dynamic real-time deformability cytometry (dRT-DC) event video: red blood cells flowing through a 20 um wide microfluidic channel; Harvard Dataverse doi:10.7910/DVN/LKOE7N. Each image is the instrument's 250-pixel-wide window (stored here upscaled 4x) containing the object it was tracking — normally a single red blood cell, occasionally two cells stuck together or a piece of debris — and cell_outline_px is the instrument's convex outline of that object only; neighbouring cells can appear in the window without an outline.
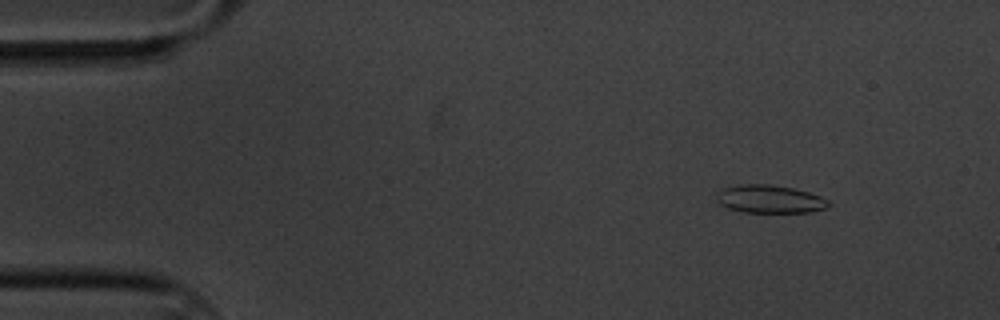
{"species": "common noctule bat (a hibernating species)", "species_latin": "Nyctalus noctula", "temperature_condition": "cold", "stored_images_in_passage": 58, "camera_frame_rate_fps": 3000, "um_per_image_px": 0.085, "animal": {"sex": "male", "body_mass_g": 20.1, "forearm_length_mm": 53.5}, "frame": {"image": 1, "passage_image": 6, "time_ms": 1.667, "image_size_px": [1000, 320], "cell_outline_px": [[832, 204], [828, 208], [808, 212], [740, 212], [728, 208], [720, 204], [716, 200], [716, 196], [724, 188], [740, 184], [768, 184], [792, 188], [808, 192], [820, 196], [828, 200]], "centroid_in_image_um": [65.45, 16.93], "position_along_channel_um": 19.6, "area_um2": 18.26}}
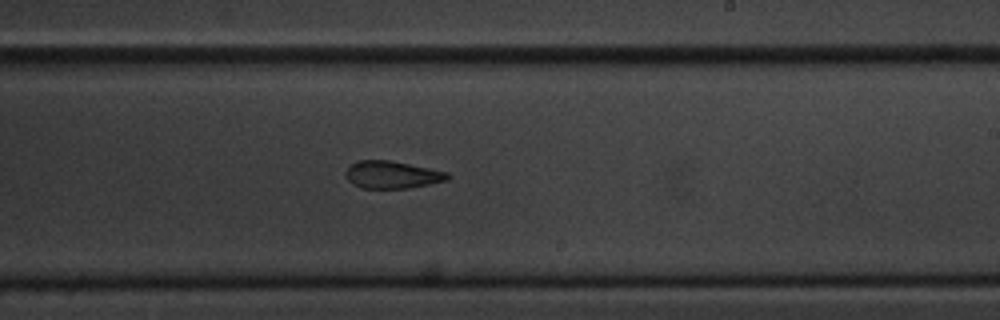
{"frame": {"image": 2, "passage_image": 34, "time_ms": 11.0, "image_size_px": [1000, 320], "cell_outline_px": [[452, 176], [448, 180], [408, 188], [360, 188], [352, 184], [344, 176], [344, 172], [348, 164], [356, 160], [388, 160], [448, 172]], "centroid_in_image_um": [33.26, 14.85], "position_along_channel_um": 255.7, "area_um2": 16.47}}
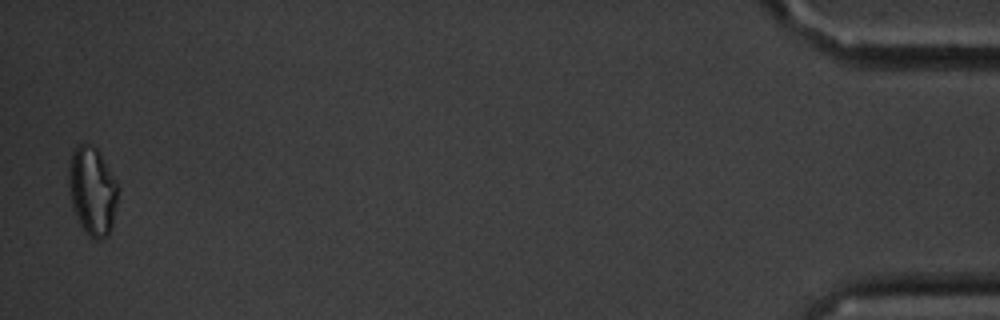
{"frame": {"image": 3, "passage_image": 57, "time_ms": 18.667, "image_size_px": [1000, 320], "cell_outline_px": [[120, 188], [112, 228], [108, 236], [100, 240], [96, 240], [88, 236], [84, 232], [72, 208], [68, 184], [68, 168], [72, 152], [76, 144], [92, 144], [100, 152], [116, 180]], "centroid_in_image_um": [7.86, 16.24], "position_along_channel_um": 427.3, "area_um2": 26.07}, "authors_computed_cell_mechanics": {"area_um2": 17.7735, "velocity_mm_per_s": 3.4086, "shape_relaxation_time_tau1_ms": 8.32, "shape_relaxation_time_tau2_ms": 3.3417, "deformation_change_tau1": 0.1521, "deformation_change_tau2": 0.1139}}